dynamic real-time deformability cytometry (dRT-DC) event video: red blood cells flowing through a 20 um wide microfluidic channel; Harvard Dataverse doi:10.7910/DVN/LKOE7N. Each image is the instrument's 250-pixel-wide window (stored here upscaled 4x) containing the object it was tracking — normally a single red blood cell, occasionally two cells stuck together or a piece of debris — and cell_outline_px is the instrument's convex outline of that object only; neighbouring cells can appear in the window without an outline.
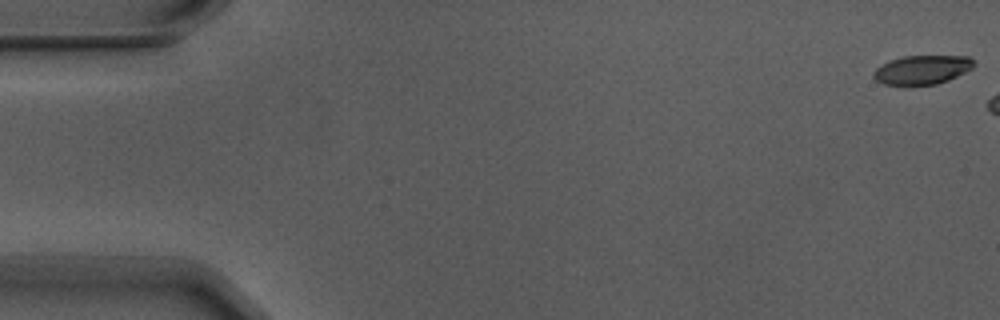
{"species": "Egyptian fruit bat (a non-hibernating species)", "species_latin": "Rousettus aegyptiacus", "temperature_condition": "warm", "stored_images_in_passage": 6, "camera_frame_rate_fps": 3000, "um_per_image_px": 0.085, "animal": {"sex": "male"}, "frame": {"image": 1, "passage_image": 1, "time_ms": 0.0, "image_size_px": [1000, 320], "cell_outline_px": [[976, 64], [972, 68], [948, 80], [936, 84], [884, 84], [876, 80], [872, 76], [872, 72], [876, 68], [892, 60], [904, 56], [972, 56]], "centroid_in_image_um": [78.41, 5.91], "position_along_channel_um": 6.6, "area_um2": 16.7}}